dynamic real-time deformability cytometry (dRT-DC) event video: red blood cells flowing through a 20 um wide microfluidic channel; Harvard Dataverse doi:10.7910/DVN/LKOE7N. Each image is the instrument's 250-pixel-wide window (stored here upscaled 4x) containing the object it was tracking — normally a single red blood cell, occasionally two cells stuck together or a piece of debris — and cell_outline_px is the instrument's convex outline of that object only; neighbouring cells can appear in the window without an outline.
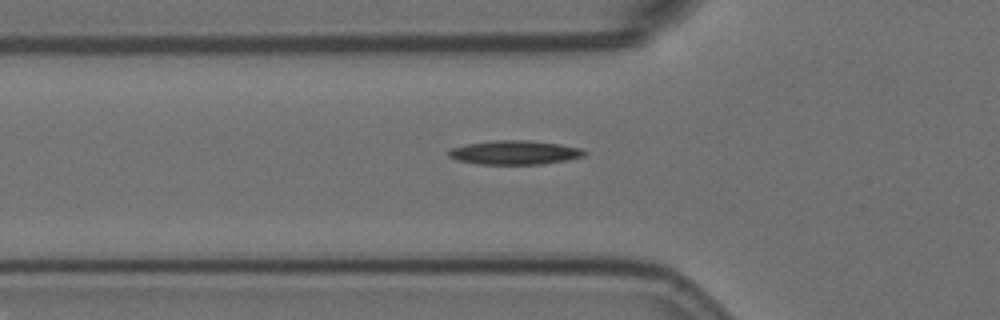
{"species": "Egyptian fruit bat (a non-hibernating species)", "species_latin": "Rousettus aegyptiacus", "temperature_condition": "room temperature", "stored_images_in_passage": 4, "camera_frame_rate_fps": 3000, "um_per_image_px": 0.085, "animal": {"sex": "female"}, "frame": {"image": 1, "passage_image": 3, "time_ms": 0.667, "image_size_px": [1000, 320], "cell_outline_px": [[588, 152], [584, 156], [568, 160], [540, 164], [480, 164], [456, 160], [448, 156], [448, 152], [452, 148], [468, 144], [496, 140], [528, 140], [560, 144], [580, 148]], "centroid_in_image_um": [43.77, 12.96], "position_along_channel_um": 82.0, "area_um2": 18.9}}
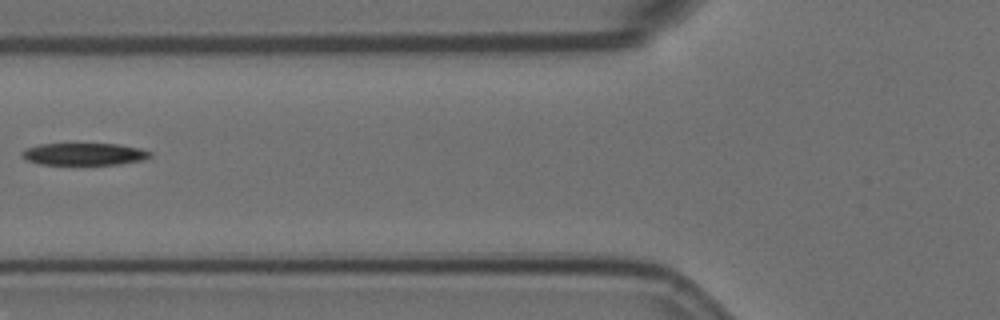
{"frame": {"image": 2, "passage_image": 4, "time_ms": 1.0, "image_size_px": [1000, 320], "cell_outline_px": [[152, 156], [144, 160], [120, 164], [40, 164], [28, 160], [20, 152], [28, 148], [40, 144], [116, 144], [140, 148], [152, 152]], "centroid_in_image_um": [7.22, 13.1], "position_along_channel_um": 118.6, "area_um2": 16.36}}